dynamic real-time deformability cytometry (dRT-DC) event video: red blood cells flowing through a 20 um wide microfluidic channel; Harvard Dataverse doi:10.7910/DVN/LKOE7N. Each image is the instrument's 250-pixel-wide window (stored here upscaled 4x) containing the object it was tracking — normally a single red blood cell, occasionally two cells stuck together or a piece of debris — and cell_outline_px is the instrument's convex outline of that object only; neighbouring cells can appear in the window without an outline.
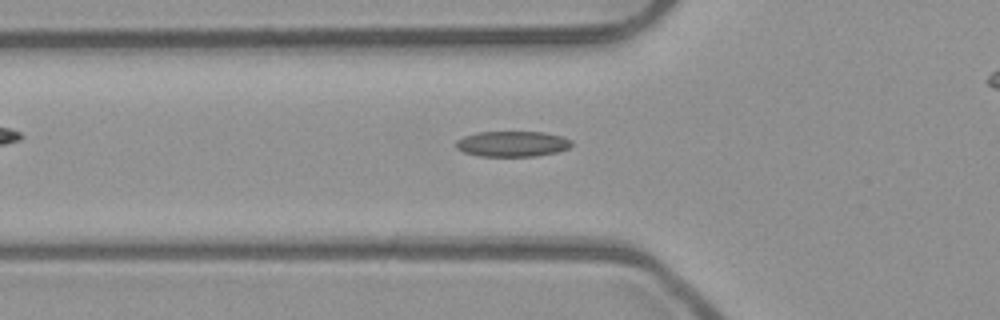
{"species": "common noctule bat (a hibernating species)", "species_latin": "Nyctalus noctula", "temperature_condition": "room temperature", "stored_images_in_passage": 38, "camera_frame_rate_fps": 3000, "um_per_image_px": 0.085, "animal": {"sex": "male", "body_mass_g": 23.1, "forearm_length_mm": 52.7}, "frame": {"image": 1, "passage_image": 10, "time_ms": 3.0, "image_size_px": [1000, 320], "cell_outline_px": [[572, 144], [568, 148], [556, 152], [536, 156], [480, 156], [464, 152], [456, 148], [456, 140], [464, 136], [476, 132], [544, 132], [560, 136], [572, 140]], "centroid_in_image_um": [43.53, 12.22], "position_along_channel_um": 82.3, "area_um2": 17.17}}
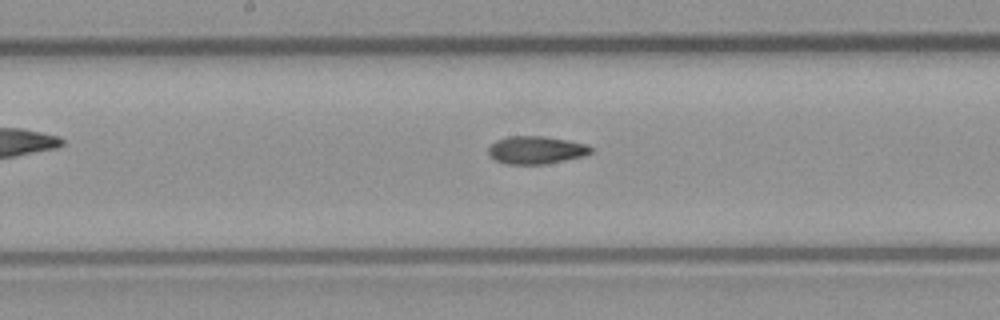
{"frame": {"image": 2, "passage_image": 19, "time_ms": 6.0, "image_size_px": [1000, 320], "cell_outline_px": [[592, 152], [584, 156], [544, 164], [508, 164], [496, 160], [488, 156], [488, 148], [496, 140], [508, 136], [540, 136], [568, 140], [588, 144], [592, 148]], "centroid_in_image_um": [45.56, 12.75], "position_along_channel_um": 202.6, "area_um2": 16.59}}
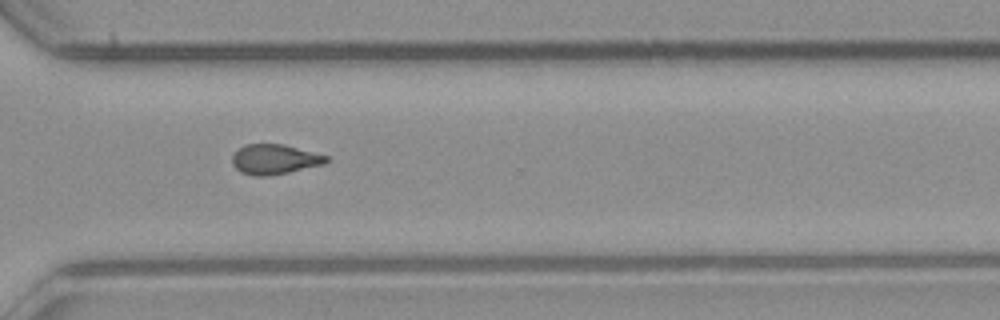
{"frame": {"image": 3, "passage_image": 30, "time_ms": 9.667, "image_size_px": [1000, 320], "cell_outline_px": [[328, 160], [324, 164], [288, 172], [268, 176], [256, 176], [240, 172], [232, 164], [232, 156], [244, 144], [284, 144], [328, 156]], "centroid_in_image_um": [23.32, 13.54], "position_along_channel_um": 347.3, "area_um2": 16.3}, "authors_computed_cell_mechanics": {"area_um2": 16.6175, "velocity_mm_per_s": 3.9612, "shape_relaxation_time_tau1_ms": null, "shape_relaxation_time_tau2_ms": 3.9334, "deformation_change_tau1": null, "deformation_change_tau2": 0.1122}}